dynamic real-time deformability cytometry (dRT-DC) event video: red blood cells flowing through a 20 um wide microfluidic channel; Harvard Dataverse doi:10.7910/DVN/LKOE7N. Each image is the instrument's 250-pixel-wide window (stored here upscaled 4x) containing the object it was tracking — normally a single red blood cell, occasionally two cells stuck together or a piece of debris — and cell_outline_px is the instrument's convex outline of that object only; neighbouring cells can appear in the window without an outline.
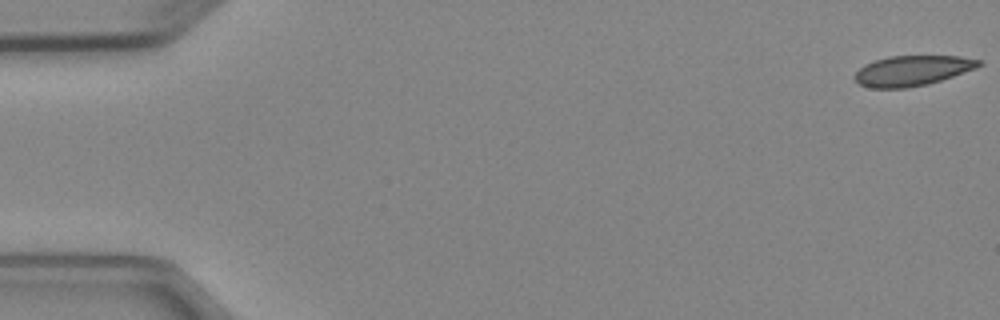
{"species": "Egyptian fruit bat (a non-hibernating species)", "species_latin": "Rousettus aegyptiacus", "temperature_condition": "cold", "stored_images_in_passage": 4, "camera_frame_rate_fps": 3000, "um_per_image_px": 0.085, "animal": {"sex": "female"}, "frame": {"image": 1, "passage_image": 1, "time_ms": 0.0, "image_size_px": [1000, 320], "cell_outline_px": [[984, 64], [976, 68], [928, 84], [904, 88], [872, 88], [860, 84], [852, 76], [864, 64], [872, 60], [888, 56], [960, 56], [980, 60]], "centroid_in_image_um": [77.52, 5.99], "position_along_channel_um": 7.5, "area_um2": 21.85}}
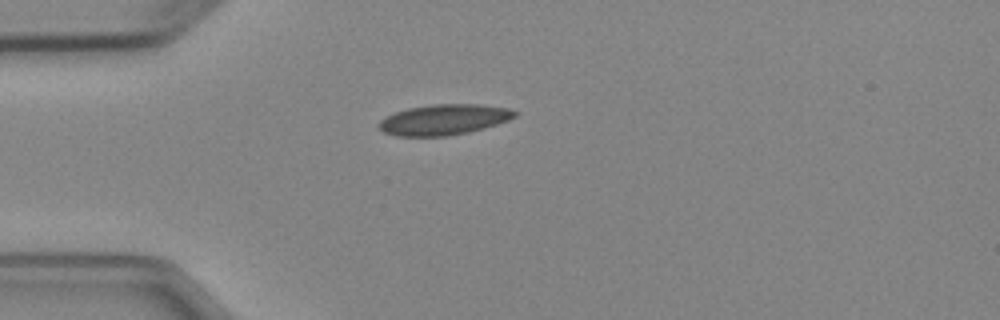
{"frame": {"image": 2, "passage_image": 4, "time_ms": 4.333, "image_size_px": [1000, 320], "cell_outline_px": [[520, 112], [516, 116], [508, 120], [484, 128], [468, 132], [448, 136], [396, 136], [384, 132], [376, 124], [384, 116], [408, 108], [432, 104], [480, 104], [508, 108]], "centroid_in_image_um": [37.72, 10.16], "position_along_channel_um": 47.3, "area_um2": 24.33}}